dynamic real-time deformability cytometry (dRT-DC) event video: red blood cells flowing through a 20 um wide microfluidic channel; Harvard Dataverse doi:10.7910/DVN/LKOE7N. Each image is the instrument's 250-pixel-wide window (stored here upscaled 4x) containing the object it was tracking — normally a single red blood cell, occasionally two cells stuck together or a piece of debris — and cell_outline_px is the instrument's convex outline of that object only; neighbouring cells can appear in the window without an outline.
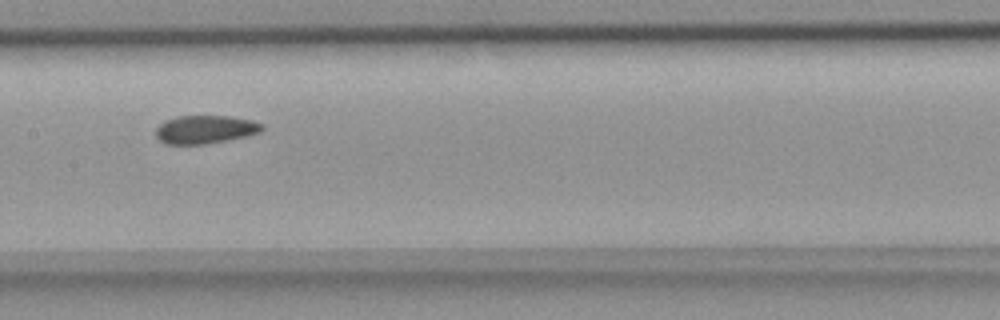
{"species": "common noctule bat (a hibernating species)", "species_latin": "Nyctalus noctula", "temperature_condition": "room temperature", "stored_images_in_passage": 7, "camera_frame_rate_fps": 3000, "um_per_image_px": 0.085, "animal": {"sex": "female", "body_mass_g": 18.4}, "frame": {"image": 1, "passage_image": 7, "time_ms": 2.0, "image_size_px": [1000, 320], "cell_outline_px": [[264, 128], [260, 132], [244, 136], [204, 144], [164, 144], [156, 136], [156, 128], [164, 120], [180, 116], [228, 116], [252, 120], [264, 124]], "centroid_in_image_um": [17.43, 10.99], "position_along_channel_um": 190.0, "area_um2": 17.34}}